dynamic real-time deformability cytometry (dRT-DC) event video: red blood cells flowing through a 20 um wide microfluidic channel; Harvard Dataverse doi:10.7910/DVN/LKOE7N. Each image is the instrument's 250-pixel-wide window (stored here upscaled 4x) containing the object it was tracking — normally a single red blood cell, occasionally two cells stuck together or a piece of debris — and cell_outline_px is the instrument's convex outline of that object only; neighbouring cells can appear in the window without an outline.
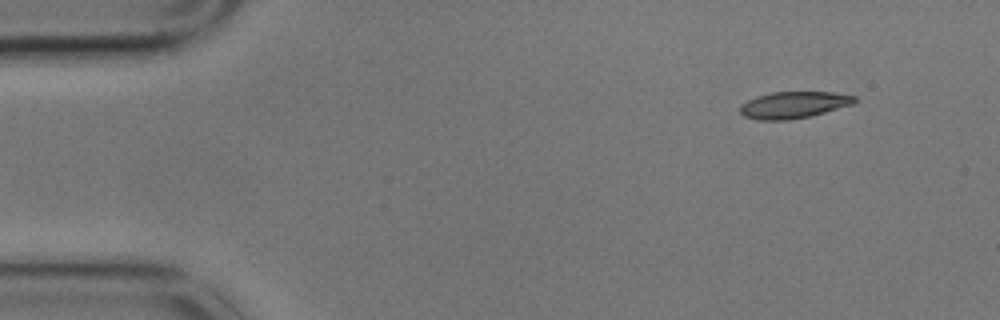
{"species": "common noctule bat (a hibernating species)", "species_latin": "Nyctalus noctula", "temperature_condition": "cold", "stored_images_in_passage": 4, "camera_frame_rate_fps": 3000, "um_per_image_px": 0.085, "animal": {"sex": "male", "body_mass_g": 17.9}, "frame": {"image": 1, "passage_image": 1, "time_ms": 0.0, "image_size_px": [1000, 320], "cell_outline_px": [[856, 100], [852, 104], [812, 116], [788, 120], [756, 120], [744, 116], [740, 112], [740, 104], [756, 96], [772, 92], [832, 92], [856, 96]], "centroid_in_image_um": [67.43, 8.92], "position_along_channel_um": 17.6, "area_um2": 17.86}}